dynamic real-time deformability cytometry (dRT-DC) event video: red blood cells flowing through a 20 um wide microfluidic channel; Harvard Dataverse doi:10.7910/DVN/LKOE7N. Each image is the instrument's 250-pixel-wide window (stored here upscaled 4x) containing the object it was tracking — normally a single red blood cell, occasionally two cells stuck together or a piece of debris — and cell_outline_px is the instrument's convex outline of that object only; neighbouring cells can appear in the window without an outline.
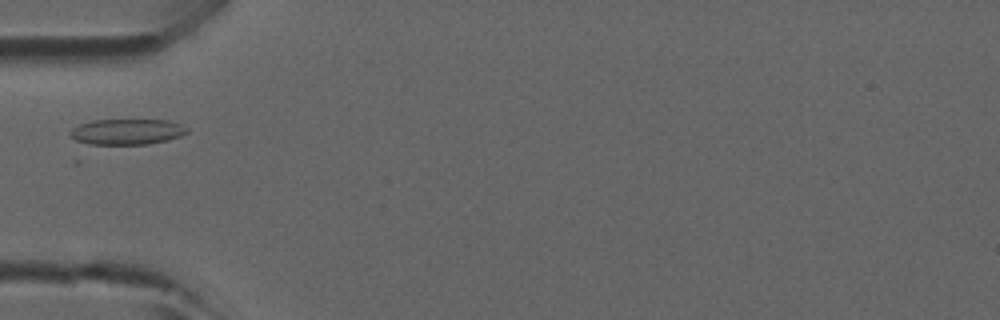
{"species": "common noctule bat (a hibernating species)", "species_latin": "Nyctalus noctula", "temperature_condition": "room temperature", "stored_images_in_passage": 3, "camera_frame_rate_fps": 3000, "um_per_image_px": 0.085, "animal": {"sex": "male", "forearm_length_mm": 52.5}, "frame": {"image": 1, "passage_image": 2, "time_ms": 0.333, "image_size_px": [1000, 320], "cell_outline_px": [[188, 132], [180, 136], [168, 140], [148, 144], [88, 144], [76, 140], [68, 132], [72, 128], [80, 124], [92, 120], [168, 120], [180, 124], [188, 128]], "centroid_in_image_um": [10.8, 11.19], "position_along_channel_um": 74.2, "area_um2": 17.46}}
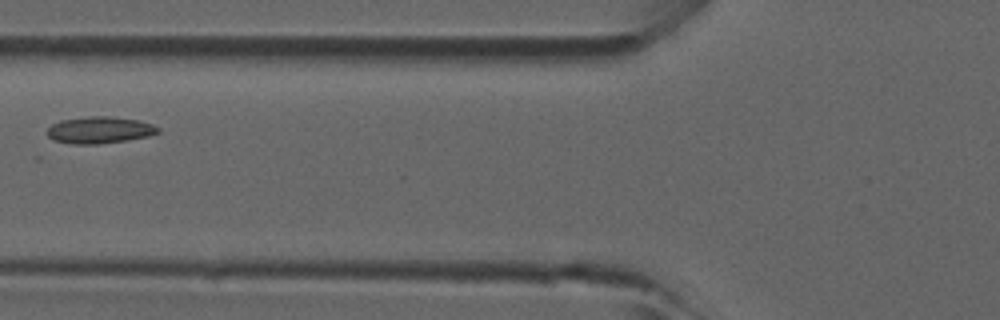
{"frame": {"image": 2, "passage_image": 3, "time_ms": 0.667, "image_size_px": [1000, 320], "cell_outline_px": [[160, 132], [148, 136], [124, 140], [96, 144], [72, 144], [52, 140], [48, 136], [48, 128], [52, 124], [60, 120], [88, 116], [112, 116], [140, 120], [152, 124], [160, 128]], "centroid_in_image_um": [8.46, 11.04], "position_along_channel_um": 117.3, "area_um2": 17.34}}